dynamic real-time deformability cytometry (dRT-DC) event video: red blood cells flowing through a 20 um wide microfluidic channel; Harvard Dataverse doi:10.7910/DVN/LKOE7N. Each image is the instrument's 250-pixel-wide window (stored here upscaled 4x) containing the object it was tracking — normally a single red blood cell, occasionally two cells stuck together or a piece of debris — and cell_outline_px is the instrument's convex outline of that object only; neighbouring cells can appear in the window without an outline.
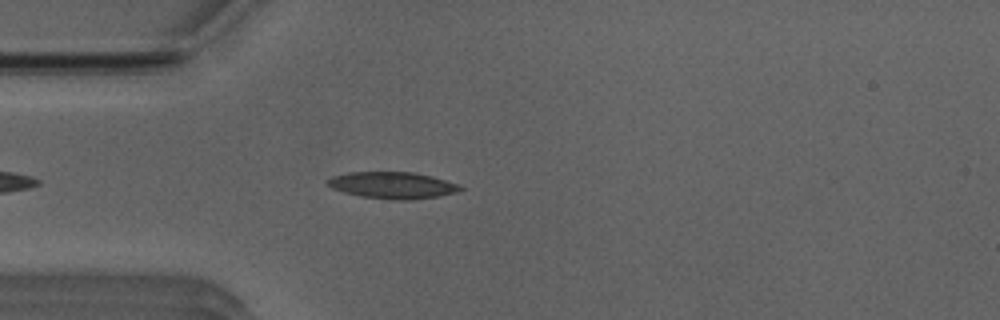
{"species": "Egyptian fruit bat (a non-hibernating species)", "species_latin": "Rousettus aegyptiacus", "temperature_condition": "room temperature", "stored_images_in_passage": 40, "camera_frame_rate_fps": 3000, "um_per_image_px": 0.085, "animal": {"sex": "male"}, "frame": {"image": 1, "passage_image": 5, "time_ms": 1.333, "image_size_px": [1000, 320], "cell_outline_px": [[464, 188], [456, 192], [436, 196], [412, 200], [392, 200], [360, 196], [344, 192], [332, 188], [324, 180], [332, 176], [348, 172], [416, 172], [432, 176], [460, 184]], "centroid_in_image_um": [33.36, 15.74], "position_along_channel_um": 51.6, "area_um2": 20.75}}
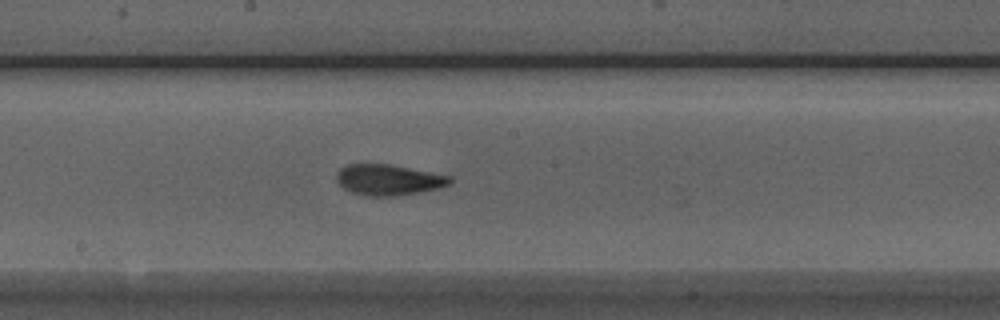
{"frame": {"image": 2, "passage_image": 18, "time_ms": 5.667, "image_size_px": [1000, 320], "cell_outline_px": [[452, 184], [436, 188], [396, 196], [368, 196], [352, 192], [344, 188], [336, 180], [336, 172], [340, 168], [348, 164], [388, 164], [452, 176]], "centroid_in_image_um": [33.0, 15.28], "position_along_channel_um": 215.2, "area_um2": 20.17}}
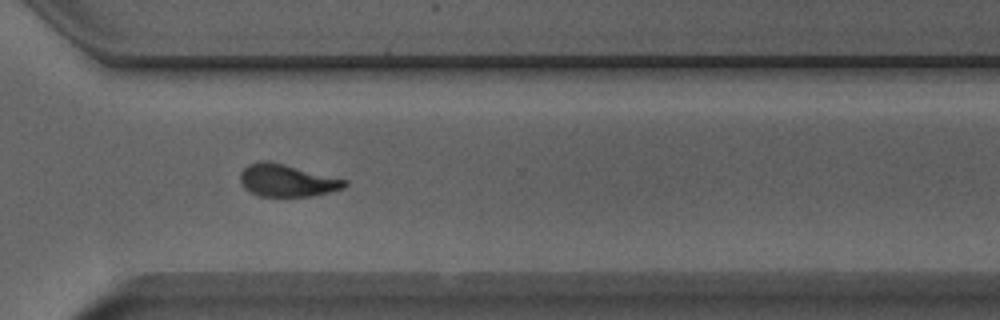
{"frame": {"image": 3, "passage_image": 28, "time_ms": 9.0, "image_size_px": [1000, 320], "cell_outline_px": [[348, 184], [344, 188], [312, 196], [260, 196], [244, 188], [240, 180], [240, 172], [248, 164], [260, 160], [268, 160], [348, 180]], "centroid_in_image_um": [24.38, 15.33], "position_along_channel_um": 346.2, "area_um2": 19.65}}